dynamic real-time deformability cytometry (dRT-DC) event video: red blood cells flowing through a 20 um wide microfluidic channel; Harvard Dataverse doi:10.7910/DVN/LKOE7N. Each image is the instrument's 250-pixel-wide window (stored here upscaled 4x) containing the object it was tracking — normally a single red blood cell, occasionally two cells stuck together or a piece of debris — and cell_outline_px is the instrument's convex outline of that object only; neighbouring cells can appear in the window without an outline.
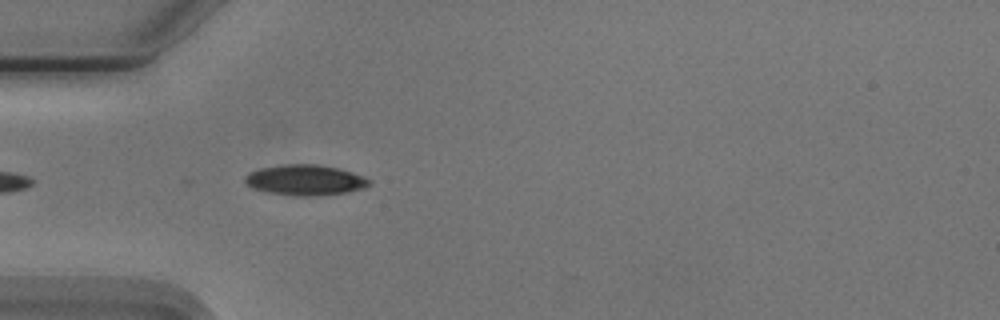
{"species": "Egyptian fruit bat (a non-hibernating species)", "species_latin": "Rousettus aegyptiacus", "temperature_condition": "cold", "stored_images_in_passage": 20, "camera_frame_rate_fps": 3000, "um_per_image_px": 0.085, "animal": {"sex": "male"}, "frame": {"image": 1, "passage_image": 4, "time_ms": 1.0, "image_size_px": [1000, 320], "cell_outline_px": [[372, 184], [364, 188], [348, 192], [312, 196], [296, 196], [264, 192], [252, 188], [244, 180], [244, 176], [248, 172], [260, 168], [284, 164], [316, 164], [336, 168], [352, 172], [364, 176], [372, 180]], "centroid_in_image_um": [25.94, 15.31], "position_along_channel_um": 59.1, "area_um2": 22.31}}
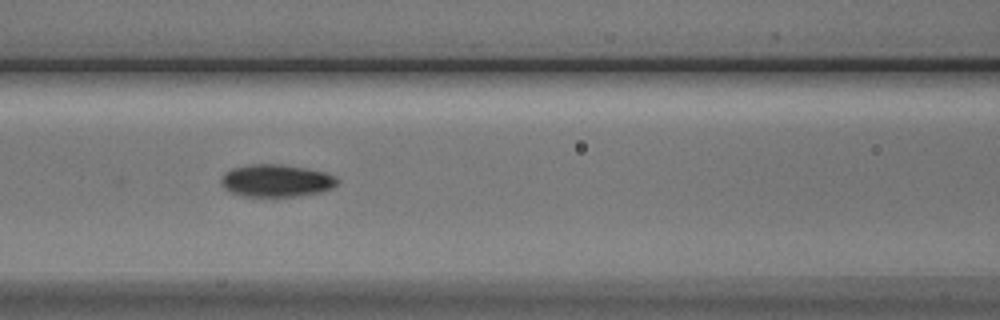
{"frame": {"image": 2, "passage_image": 11, "time_ms": 3.333, "image_size_px": [1000, 320], "cell_outline_px": [[340, 180], [332, 188], [324, 192], [300, 196], [240, 196], [228, 192], [220, 184], [220, 180], [224, 172], [232, 168], [252, 164], [280, 164], [308, 168], [324, 172], [336, 176]], "centroid_in_image_um": [23.48, 15.36], "position_along_channel_um": 143.1, "area_um2": 22.37}}
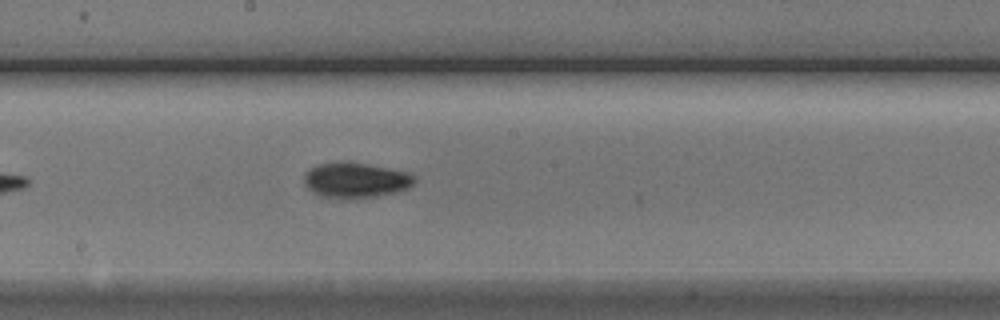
{"frame": {"image": 3, "passage_image": 17, "time_ms": 5.333, "image_size_px": [1000, 320], "cell_outline_px": [[416, 180], [408, 188], [396, 192], [356, 200], [348, 200], [320, 196], [312, 192], [304, 184], [304, 176], [312, 168], [320, 164], [340, 160], [368, 164], [388, 168], [404, 172], [412, 176]], "centroid_in_image_um": [30.19, 15.34], "position_along_channel_um": 218.0, "area_um2": 22.89}}